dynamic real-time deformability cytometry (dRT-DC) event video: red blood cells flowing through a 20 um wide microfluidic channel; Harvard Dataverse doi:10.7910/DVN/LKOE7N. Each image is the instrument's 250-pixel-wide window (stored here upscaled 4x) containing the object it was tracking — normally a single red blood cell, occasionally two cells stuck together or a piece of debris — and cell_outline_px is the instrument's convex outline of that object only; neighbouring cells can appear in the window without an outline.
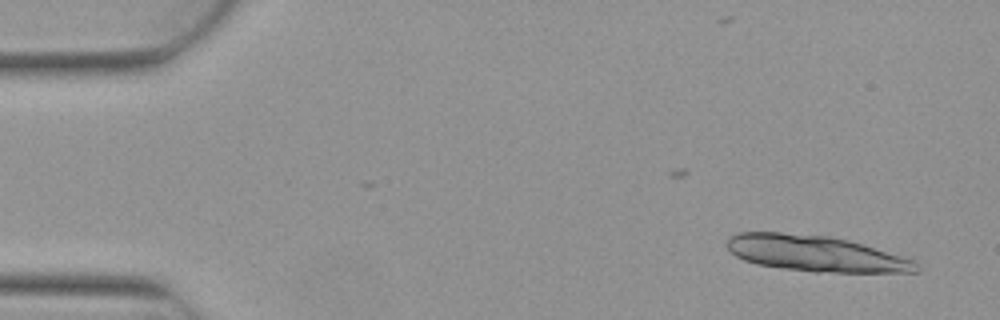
{"species": "Egyptian fruit bat (a non-hibernating species)", "species_latin": "Rousettus aegyptiacus", "temperature_condition": "warm", "stored_images_in_passage": 3, "camera_frame_rate_fps": 3000, "um_per_image_px": 0.085, "animal": {"sex": "female"}, "frame": {"image": 1, "passage_image": 3, "time_ms": 0.667, "image_size_px": [1000, 320], "cell_outline_px": [[920, 272], [816, 272], [784, 268], [756, 264], [744, 260], [736, 256], [728, 248], [728, 236], [736, 232], [780, 232], [828, 236], [848, 240], [916, 260]], "centroid_in_image_um": [69.32, 21.54], "position_along_channel_um": 15.7, "area_um2": 39.48}}